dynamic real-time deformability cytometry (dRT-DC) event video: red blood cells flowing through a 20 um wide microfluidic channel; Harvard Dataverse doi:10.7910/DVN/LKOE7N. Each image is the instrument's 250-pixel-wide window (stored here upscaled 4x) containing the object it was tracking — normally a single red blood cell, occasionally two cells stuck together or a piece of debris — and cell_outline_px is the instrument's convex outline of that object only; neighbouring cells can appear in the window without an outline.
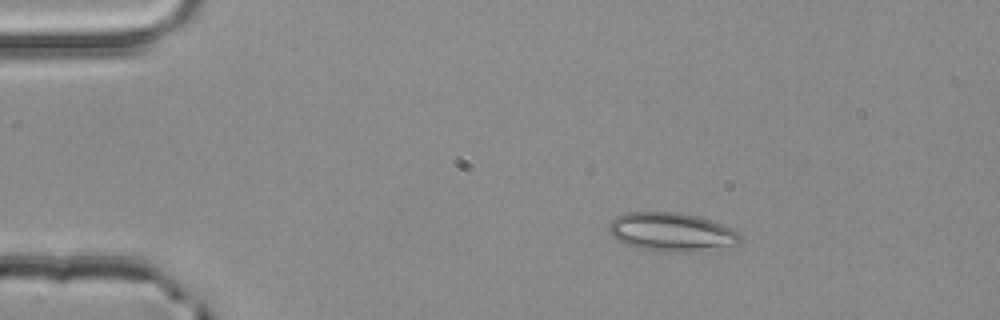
{"species": "common noctule bat (a hibernating species)", "species_latin": "Nyctalus noctula", "temperature_condition": "room temperature", "stored_images_in_passage": 2, "camera_frame_rate_fps": 3000, "um_per_image_px": 0.085, "animal": {"sex": "male", "body_mass_g": 20.4}, "frame": {"image": 1, "passage_image": 1, "time_ms": 0.0, "image_size_px": [1000, 320], "cell_outline_px": [[740, 244], [688, 252], [660, 252], [636, 248], [624, 244], [616, 240], [612, 236], [608, 228], [608, 224], [616, 216], [628, 212], [676, 212], [700, 216], [712, 220], [736, 232], [740, 236]], "centroid_in_image_um": [57.01, 19.72], "position_along_channel_um": 28.0, "area_um2": 29.65}}